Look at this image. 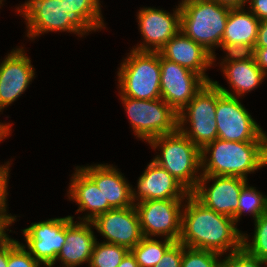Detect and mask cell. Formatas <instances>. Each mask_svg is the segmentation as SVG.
I'll list each match as a JSON object with an SVG mask.
<instances>
[{"instance_id": "1", "label": "cell", "mask_w": 267, "mask_h": 267, "mask_svg": "<svg viewBox=\"0 0 267 267\" xmlns=\"http://www.w3.org/2000/svg\"><path fill=\"white\" fill-rule=\"evenodd\" d=\"M242 239L243 231L232 217L207 208L191 193L187 196L182 209L181 244L224 256L240 250Z\"/></svg>"}, {"instance_id": "2", "label": "cell", "mask_w": 267, "mask_h": 267, "mask_svg": "<svg viewBox=\"0 0 267 267\" xmlns=\"http://www.w3.org/2000/svg\"><path fill=\"white\" fill-rule=\"evenodd\" d=\"M267 166V142H234L217 138L201 150L202 175L237 176Z\"/></svg>"}, {"instance_id": "3", "label": "cell", "mask_w": 267, "mask_h": 267, "mask_svg": "<svg viewBox=\"0 0 267 267\" xmlns=\"http://www.w3.org/2000/svg\"><path fill=\"white\" fill-rule=\"evenodd\" d=\"M180 31L196 43L201 44L214 56L216 48L222 50L230 8L213 0H181L179 2Z\"/></svg>"}, {"instance_id": "4", "label": "cell", "mask_w": 267, "mask_h": 267, "mask_svg": "<svg viewBox=\"0 0 267 267\" xmlns=\"http://www.w3.org/2000/svg\"><path fill=\"white\" fill-rule=\"evenodd\" d=\"M158 155L153 161L163 167L190 193L202 175L201 150L178 129L148 142Z\"/></svg>"}, {"instance_id": "5", "label": "cell", "mask_w": 267, "mask_h": 267, "mask_svg": "<svg viewBox=\"0 0 267 267\" xmlns=\"http://www.w3.org/2000/svg\"><path fill=\"white\" fill-rule=\"evenodd\" d=\"M126 55L117 71L118 95L140 100L161 98L160 53L131 49Z\"/></svg>"}, {"instance_id": "6", "label": "cell", "mask_w": 267, "mask_h": 267, "mask_svg": "<svg viewBox=\"0 0 267 267\" xmlns=\"http://www.w3.org/2000/svg\"><path fill=\"white\" fill-rule=\"evenodd\" d=\"M222 94L212 82L206 83L178 113L177 129L200 150L218 138L216 102Z\"/></svg>"}, {"instance_id": "7", "label": "cell", "mask_w": 267, "mask_h": 267, "mask_svg": "<svg viewBox=\"0 0 267 267\" xmlns=\"http://www.w3.org/2000/svg\"><path fill=\"white\" fill-rule=\"evenodd\" d=\"M18 15L26 24V37L29 40L48 32H68L78 37L89 33L67 12L63 0H25L16 7Z\"/></svg>"}, {"instance_id": "8", "label": "cell", "mask_w": 267, "mask_h": 267, "mask_svg": "<svg viewBox=\"0 0 267 267\" xmlns=\"http://www.w3.org/2000/svg\"><path fill=\"white\" fill-rule=\"evenodd\" d=\"M119 97L134 136L145 143L177 130L178 114L162 98L140 100Z\"/></svg>"}, {"instance_id": "9", "label": "cell", "mask_w": 267, "mask_h": 267, "mask_svg": "<svg viewBox=\"0 0 267 267\" xmlns=\"http://www.w3.org/2000/svg\"><path fill=\"white\" fill-rule=\"evenodd\" d=\"M240 98L222 94L216 102L218 138L234 142H267V133Z\"/></svg>"}, {"instance_id": "10", "label": "cell", "mask_w": 267, "mask_h": 267, "mask_svg": "<svg viewBox=\"0 0 267 267\" xmlns=\"http://www.w3.org/2000/svg\"><path fill=\"white\" fill-rule=\"evenodd\" d=\"M184 202L185 199H155L135 203L143 237L178 242Z\"/></svg>"}, {"instance_id": "11", "label": "cell", "mask_w": 267, "mask_h": 267, "mask_svg": "<svg viewBox=\"0 0 267 267\" xmlns=\"http://www.w3.org/2000/svg\"><path fill=\"white\" fill-rule=\"evenodd\" d=\"M180 5L173 13L162 8L143 7L137 12L138 30L142 42L132 48L136 51L158 52L180 31Z\"/></svg>"}, {"instance_id": "12", "label": "cell", "mask_w": 267, "mask_h": 267, "mask_svg": "<svg viewBox=\"0 0 267 267\" xmlns=\"http://www.w3.org/2000/svg\"><path fill=\"white\" fill-rule=\"evenodd\" d=\"M161 98L178 114L206 85L197 73L160 55Z\"/></svg>"}, {"instance_id": "13", "label": "cell", "mask_w": 267, "mask_h": 267, "mask_svg": "<svg viewBox=\"0 0 267 267\" xmlns=\"http://www.w3.org/2000/svg\"><path fill=\"white\" fill-rule=\"evenodd\" d=\"M224 57V58H223ZM221 62H218L224 79L230 89L220 85L218 81L211 82L227 96L242 98L248 92L258 88L267 75L256 64L254 56L251 53H226Z\"/></svg>"}, {"instance_id": "14", "label": "cell", "mask_w": 267, "mask_h": 267, "mask_svg": "<svg viewBox=\"0 0 267 267\" xmlns=\"http://www.w3.org/2000/svg\"><path fill=\"white\" fill-rule=\"evenodd\" d=\"M66 217L51 218L46 221L31 223L22 229L25 244L22 246L43 266L53 265L65 241V224L71 219Z\"/></svg>"}, {"instance_id": "15", "label": "cell", "mask_w": 267, "mask_h": 267, "mask_svg": "<svg viewBox=\"0 0 267 267\" xmlns=\"http://www.w3.org/2000/svg\"><path fill=\"white\" fill-rule=\"evenodd\" d=\"M247 182L237 176L201 175L191 194L207 208L233 218L241 189Z\"/></svg>"}, {"instance_id": "16", "label": "cell", "mask_w": 267, "mask_h": 267, "mask_svg": "<svg viewBox=\"0 0 267 267\" xmlns=\"http://www.w3.org/2000/svg\"><path fill=\"white\" fill-rule=\"evenodd\" d=\"M19 47V48H18ZM13 48L0 62V112L14 103L36 77L30 57L21 45Z\"/></svg>"}, {"instance_id": "17", "label": "cell", "mask_w": 267, "mask_h": 267, "mask_svg": "<svg viewBox=\"0 0 267 267\" xmlns=\"http://www.w3.org/2000/svg\"><path fill=\"white\" fill-rule=\"evenodd\" d=\"M94 229L103 237L104 243L134 248L143 238L136 207L114 208L98 215L93 221Z\"/></svg>"}, {"instance_id": "18", "label": "cell", "mask_w": 267, "mask_h": 267, "mask_svg": "<svg viewBox=\"0 0 267 267\" xmlns=\"http://www.w3.org/2000/svg\"><path fill=\"white\" fill-rule=\"evenodd\" d=\"M135 187L131 188L134 204L155 199H186L190 194L182 184L153 160L138 177Z\"/></svg>"}, {"instance_id": "19", "label": "cell", "mask_w": 267, "mask_h": 267, "mask_svg": "<svg viewBox=\"0 0 267 267\" xmlns=\"http://www.w3.org/2000/svg\"><path fill=\"white\" fill-rule=\"evenodd\" d=\"M160 55L199 74L207 83L212 79L206 74L214 67V56L201 44L179 31L159 51Z\"/></svg>"}, {"instance_id": "20", "label": "cell", "mask_w": 267, "mask_h": 267, "mask_svg": "<svg viewBox=\"0 0 267 267\" xmlns=\"http://www.w3.org/2000/svg\"><path fill=\"white\" fill-rule=\"evenodd\" d=\"M65 224V241L57 255V262L62 267L89 265L94 245L98 240L94 234L92 221H74L75 216Z\"/></svg>"}, {"instance_id": "21", "label": "cell", "mask_w": 267, "mask_h": 267, "mask_svg": "<svg viewBox=\"0 0 267 267\" xmlns=\"http://www.w3.org/2000/svg\"><path fill=\"white\" fill-rule=\"evenodd\" d=\"M79 167L96 183L104 196V202H108L113 209L134 205L132 185L116 166L99 163Z\"/></svg>"}, {"instance_id": "22", "label": "cell", "mask_w": 267, "mask_h": 267, "mask_svg": "<svg viewBox=\"0 0 267 267\" xmlns=\"http://www.w3.org/2000/svg\"><path fill=\"white\" fill-rule=\"evenodd\" d=\"M260 20L244 7L230 8L222 50L225 53H250L256 43Z\"/></svg>"}, {"instance_id": "23", "label": "cell", "mask_w": 267, "mask_h": 267, "mask_svg": "<svg viewBox=\"0 0 267 267\" xmlns=\"http://www.w3.org/2000/svg\"><path fill=\"white\" fill-rule=\"evenodd\" d=\"M69 184V201L78 205L76 214L84 212L85 215L77 217L80 221H93L98 215L113 209L108 202H104V196L96 183L78 165L71 174Z\"/></svg>"}, {"instance_id": "24", "label": "cell", "mask_w": 267, "mask_h": 267, "mask_svg": "<svg viewBox=\"0 0 267 267\" xmlns=\"http://www.w3.org/2000/svg\"><path fill=\"white\" fill-rule=\"evenodd\" d=\"M67 12L90 34L106 29L100 0H63Z\"/></svg>"}, {"instance_id": "25", "label": "cell", "mask_w": 267, "mask_h": 267, "mask_svg": "<svg viewBox=\"0 0 267 267\" xmlns=\"http://www.w3.org/2000/svg\"><path fill=\"white\" fill-rule=\"evenodd\" d=\"M161 240V241H160ZM155 237H143L130 251L134 255L139 267H154L163 257L166 250L174 243L173 240Z\"/></svg>"}, {"instance_id": "26", "label": "cell", "mask_w": 267, "mask_h": 267, "mask_svg": "<svg viewBox=\"0 0 267 267\" xmlns=\"http://www.w3.org/2000/svg\"><path fill=\"white\" fill-rule=\"evenodd\" d=\"M267 212V196L263 195L256 187L250 186L248 182L242 187L238 199V210L233 219L235 224L242 218L243 214L249 213L255 221L259 216Z\"/></svg>"}, {"instance_id": "27", "label": "cell", "mask_w": 267, "mask_h": 267, "mask_svg": "<svg viewBox=\"0 0 267 267\" xmlns=\"http://www.w3.org/2000/svg\"><path fill=\"white\" fill-rule=\"evenodd\" d=\"M254 233L243 232L242 247L251 255L267 262V212L254 221ZM252 241V242H251Z\"/></svg>"}, {"instance_id": "28", "label": "cell", "mask_w": 267, "mask_h": 267, "mask_svg": "<svg viewBox=\"0 0 267 267\" xmlns=\"http://www.w3.org/2000/svg\"><path fill=\"white\" fill-rule=\"evenodd\" d=\"M129 250L126 247L96 241L88 267H118Z\"/></svg>"}, {"instance_id": "29", "label": "cell", "mask_w": 267, "mask_h": 267, "mask_svg": "<svg viewBox=\"0 0 267 267\" xmlns=\"http://www.w3.org/2000/svg\"><path fill=\"white\" fill-rule=\"evenodd\" d=\"M223 255L202 249L185 247L181 267H222Z\"/></svg>"}, {"instance_id": "30", "label": "cell", "mask_w": 267, "mask_h": 267, "mask_svg": "<svg viewBox=\"0 0 267 267\" xmlns=\"http://www.w3.org/2000/svg\"><path fill=\"white\" fill-rule=\"evenodd\" d=\"M7 267H42V265L22 246L8 235Z\"/></svg>"}, {"instance_id": "31", "label": "cell", "mask_w": 267, "mask_h": 267, "mask_svg": "<svg viewBox=\"0 0 267 267\" xmlns=\"http://www.w3.org/2000/svg\"><path fill=\"white\" fill-rule=\"evenodd\" d=\"M224 255L222 267H267V262L249 254L243 247Z\"/></svg>"}, {"instance_id": "32", "label": "cell", "mask_w": 267, "mask_h": 267, "mask_svg": "<svg viewBox=\"0 0 267 267\" xmlns=\"http://www.w3.org/2000/svg\"><path fill=\"white\" fill-rule=\"evenodd\" d=\"M12 160L0 165V215L10 224L16 222L17 216L8 213V182L10 174V165Z\"/></svg>"}, {"instance_id": "33", "label": "cell", "mask_w": 267, "mask_h": 267, "mask_svg": "<svg viewBox=\"0 0 267 267\" xmlns=\"http://www.w3.org/2000/svg\"><path fill=\"white\" fill-rule=\"evenodd\" d=\"M183 244L174 242L164 253L161 261L154 267H181Z\"/></svg>"}, {"instance_id": "34", "label": "cell", "mask_w": 267, "mask_h": 267, "mask_svg": "<svg viewBox=\"0 0 267 267\" xmlns=\"http://www.w3.org/2000/svg\"><path fill=\"white\" fill-rule=\"evenodd\" d=\"M249 9L260 21L267 20V0H250Z\"/></svg>"}, {"instance_id": "35", "label": "cell", "mask_w": 267, "mask_h": 267, "mask_svg": "<svg viewBox=\"0 0 267 267\" xmlns=\"http://www.w3.org/2000/svg\"><path fill=\"white\" fill-rule=\"evenodd\" d=\"M250 53L254 56L256 64L267 75V47L254 48Z\"/></svg>"}, {"instance_id": "36", "label": "cell", "mask_w": 267, "mask_h": 267, "mask_svg": "<svg viewBox=\"0 0 267 267\" xmlns=\"http://www.w3.org/2000/svg\"><path fill=\"white\" fill-rule=\"evenodd\" d=\"M267 47V20L260 21L256 43L254 48Z\"/></svg>"}, {"instance_id": "37", "label": "cell", "mask_w": 267, "mask_h": 267, "mask_svg": "<svg viewBox=\"0 0 267 267\" xmlns=\"http://www.w3.org/2000/svg\"><path fill=\"white\" fill-rule=\"evenodd\" d=\"M8 265V236L0 242V267Z\"/></svg>"}, {"instance_id": "38", "label": "cell", "mask_w": 267, "mask_h": 267, "mask_svg": "<svg viewBox=\"0 0 267 267\" xmlns=\"http://www.w3.org/2000/svg\"><path fill=\"white\" fill-rule=\"evenodd\" d=\"M118 267H139L134 255L129 250L126 255L123 257L122 261Z\"/></svg>"}, {"instance_id": "39", "label": "cell", "mask_w": 267, "mask_h": 267, "mask_svg": "<svg viewBox=\"0 0 267 267\" xmlns=\"http://www.w3.org/2000/svg\"><path fill=\"white\" fill-rule=\"evenodd\" d=\"M13 126V123H2L0 122V143L3 141L5 138L8 139L7 137L11 135V129Z\"/></svg>"}, {"instance_id": "40", "label": "cell", "mask_w": 267, "mask_h": 267, "mask_svg": "<svg viewBox=\"0 0 267 267\" xmlns=\"http://www.w3.org/2000/svg\"><path fill=\"white\" fill-rule=\"evenodd\" d=\"M11 225L0 215V242L8 236L6 233L7 231L12 232V230H9V227Z\"/></svg>"}, {"instance_id": "41", "label": "cell", "mask_w": 267, "mask_h": 267, "mask_svg": "<svg viewBox=\"0 0 267 267\" xmlns=\"http://www.w3.org/2000/svg\"><path fill=\"white\" fill-rule=\"evenodd\" d=\"M222 5L229 6L231 8L244 7V0H213Z\"/></svg>"}, {"instance_id": "42", "label": "cell", "mask_w": 267, "mask_h": 267, "mask_svg": "<svg viewBox=\"0 0 267 267\" xmlns=\"http://www.w3.org/2000/svg\"><path fill=\"white\" fill-rule=\"evenodd\" d=\"M4 1H6V0H0V8L4 5Z\"/></svg>"}, {"instance_id": "43", "label": "cell", "mask_w": 267, "mask_h": 267, "mask_svg": "<svg viewBox=\"0 0 267 267\" xmlns=\"http://www.w3.org/2000/svg\"><path fill=\"white\" fill-rule=\"evenodd\" d=\"M250 0H244V6H247V3L249 2Z\"/></svg>"}, {"instance_id": "44", "label": "cell", "mask_w": 267, "mask_h": 267, "mask_svg": "<svg viewBox=\"0 0 267 267\" xmlns=\"http://www.w3.org/2000/svg\"><path fill=\"white\" fill-rule=\"evenodd\" d=\"M45 267H55L54 265H46ZM61 267V266H59Z\"/></svg>"}]
</instances>
